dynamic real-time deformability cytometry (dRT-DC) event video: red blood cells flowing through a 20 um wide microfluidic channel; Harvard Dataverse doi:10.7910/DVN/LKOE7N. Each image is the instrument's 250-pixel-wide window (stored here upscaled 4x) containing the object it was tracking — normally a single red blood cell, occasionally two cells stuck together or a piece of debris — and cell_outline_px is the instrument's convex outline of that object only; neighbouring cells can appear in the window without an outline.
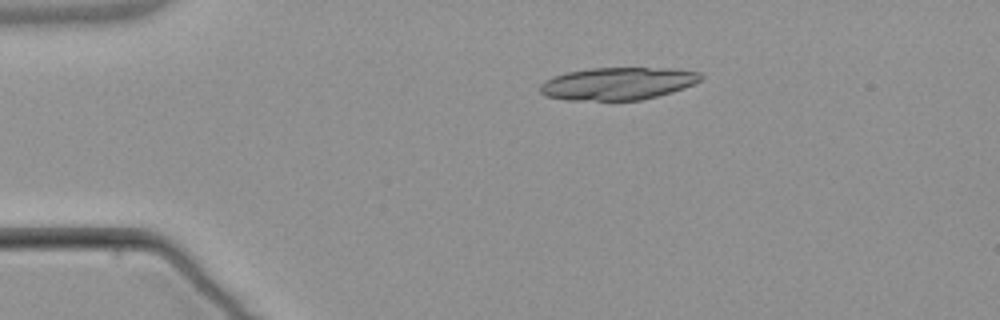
{"species": "common noctule bat (a hibernating species)", "species_latin": "Nyctalus noctula", "temperature_condition": "warm", "stored_images_in_passage": 5, "camera_frame_rate_fps": 3000, "um_per_image_px": 0.085, "animal": {"sex": "male", "body_mass_g": 21.5, "forearm_length_mm": 52.0}, "frame": {"image": 1, "passage_image": 2, "time_ms": 1.333, "image_size_px": [1000, 320], "cell_outline_px": [[704, 76], [700, 80], [684, 88], [672, 92], [640, 100], [568, 100], [544, 96], [540, 92], [540, 84], [544, 80], [568, 72], [592, 68], [672, 68], [700, 72]], "centroid_in_image_um": [52.51, 7.1], "position_along_channel_um": 32.5, "area_um2": 30.4}}
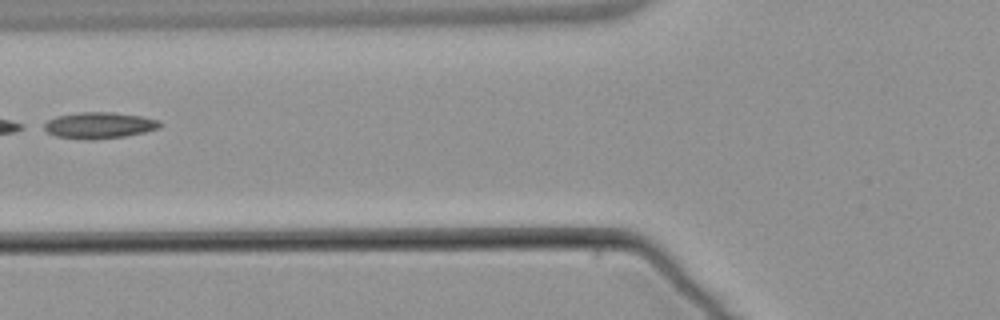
{"frame": {"image": 2, "passage_image": 5, "time_ms": 5.0, "image_size_px": [1000, 320], "cell_outline_px": [[164, 124], [160, 128], [144, 132], [124, 136], [92, 140], [56, 136], [40, 128], [40, 124], [56, 116], [80, 112], [112, 112], [140, 116], [160, 120]], "centroid_in_image_um": [8.41, 10.65], "position_along_channel_um": 117.4, "area_um2": 17.92}}